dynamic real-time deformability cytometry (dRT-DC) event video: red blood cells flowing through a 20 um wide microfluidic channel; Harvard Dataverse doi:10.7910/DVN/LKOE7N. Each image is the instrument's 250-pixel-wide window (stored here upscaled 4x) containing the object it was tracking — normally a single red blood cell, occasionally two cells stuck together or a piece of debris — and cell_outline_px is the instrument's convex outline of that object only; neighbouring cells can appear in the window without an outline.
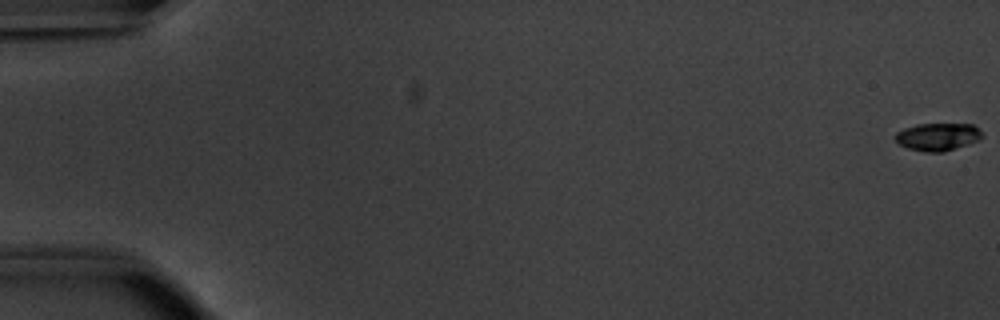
{"species": "common noctule bat (a hibernating species)", "species_latin": "Nyctalus noctula", "temperature_condition": "warm", "stored_images_in_passage": 8, "camera_frame_rate_fps": 3000, "um_per_image_px": 0.085, "animal": {"sex": "male", "body_mass_g": 20.1, "forearm_length_mm": 53.5}, "frame": {"image": 1, "passage_image": 1, "time_ms": 0.0, "image_size_px": [1000, 320], "cell_outline_px": [[984, 136], [980, 140], [944, 152], [924, 152], [908, 148], [900, 144], [892, 136], [896, 132], [904, 128], [916, 124], [972, 124]], "centroid_in_image_um": [79.68, 11.63], "position_along_channel_um": 5.3, "area_um2": 14.05}}